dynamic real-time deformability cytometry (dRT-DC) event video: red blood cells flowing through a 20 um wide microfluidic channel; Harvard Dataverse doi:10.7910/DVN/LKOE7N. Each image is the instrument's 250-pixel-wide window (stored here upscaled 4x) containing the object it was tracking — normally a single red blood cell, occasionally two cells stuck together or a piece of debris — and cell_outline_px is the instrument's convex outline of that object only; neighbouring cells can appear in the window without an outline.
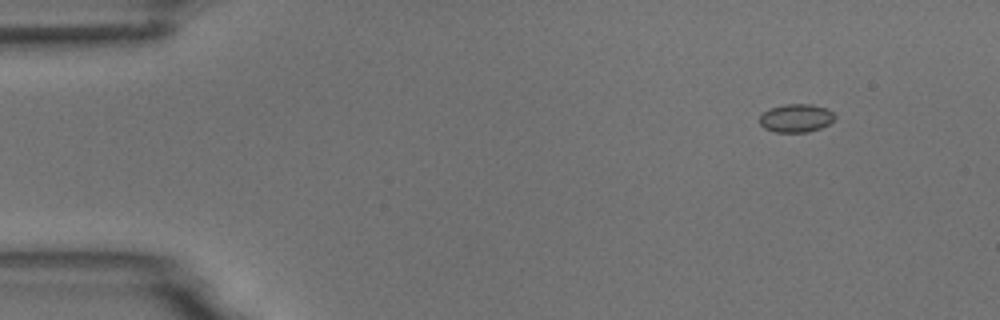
{"species": "common noctule bat (a hibernating species)", "species_latin": "Nyctalus noctula", "temperature_condition": "room temperature", "stored_images_in_passage": 5, "camera_frame_rate_fps": 3000, "um_per_image_px": 0.085, "animal": {"sex": "male", "body_mass_g": 18.8}, "frame": {"image": 1, "passage_image": 1, "time_ms": 0.0, "image_size_px": [1000, 320], "cell_outline_px": [[836, 116], [828, 124], [820, 128], [808, 132], [776, 132], [764, 128], [760, 124], [760, 116], [764, 112], [772, 108], [784, 104], [812, 104], [824, 108], [832, 112]], "centroid_in_image_um": [67.66, 10.04], "position_along_channel_um": 17.3, "area_um2": 12.2}}
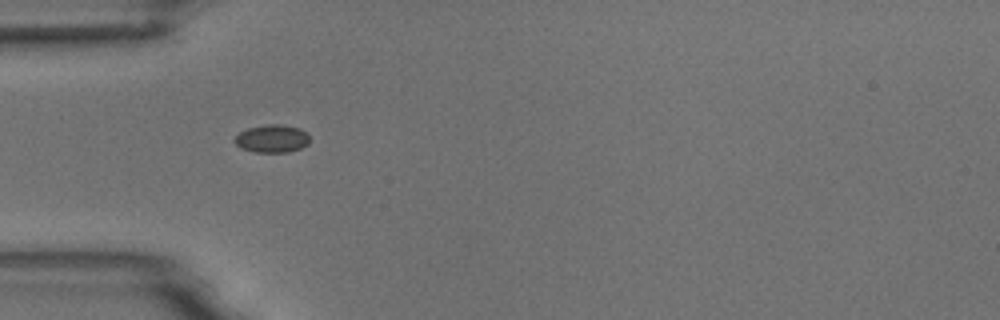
{"frame": {"image": 2, "passage_image": 4, "time_ms": 3.667, "image_size_px": [1000, 320], "cell_outline_px": [[308, 144], [300, 148], [288, 152], [256, 152], [240, 148], [232, 140], [240, 132], [248, 128], [268, 124], [280, 124], [300, 128], [308, 136]], "centroid_in_image_um": [23.09, 11.78], "position_along_channel_um": 61.9, "area_um2": 12.08}}